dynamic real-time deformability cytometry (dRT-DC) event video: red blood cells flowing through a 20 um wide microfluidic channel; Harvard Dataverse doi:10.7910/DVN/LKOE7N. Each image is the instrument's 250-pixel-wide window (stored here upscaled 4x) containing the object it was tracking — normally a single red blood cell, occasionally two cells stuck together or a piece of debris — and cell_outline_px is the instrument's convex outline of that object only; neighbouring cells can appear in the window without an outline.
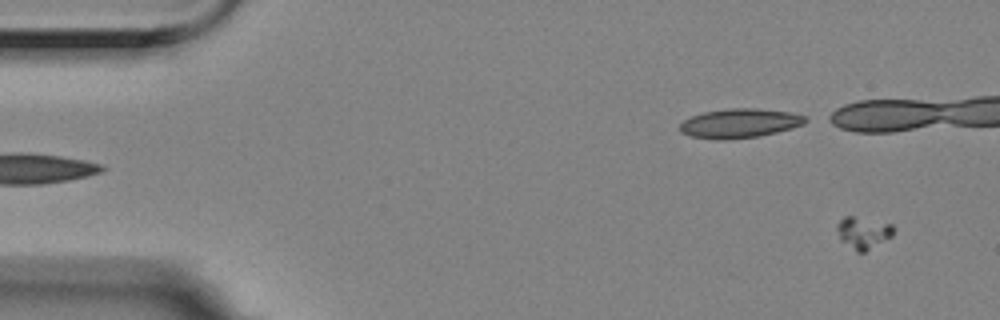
{"species": "Egyptian fruit bat (a non-hibernating species)", "species_latin": "Rousettus aegyptiacus", "temperature_condition": "room temperature", "stored_images_in_passage": 17, "camera_frame_rate_fps": 3000, "um_per_image_px": 0.085, "animal": {"sex": "female"}, "frame": {"image": 1, "passage_image": 3, "time_ms": 0.667, "image_size_px": [1000, 320], "cell_outline_px": [[896, 228], [892, 236], [864, 252], [856, 252], [840, 240], [836, 228], [836, 224], [844, 216], [852, 216], [892, 224]], "centroid_in_image_um": [73.36, 19.77], "position_along_channel_um": 11.6, "area_um2": 10.52}}